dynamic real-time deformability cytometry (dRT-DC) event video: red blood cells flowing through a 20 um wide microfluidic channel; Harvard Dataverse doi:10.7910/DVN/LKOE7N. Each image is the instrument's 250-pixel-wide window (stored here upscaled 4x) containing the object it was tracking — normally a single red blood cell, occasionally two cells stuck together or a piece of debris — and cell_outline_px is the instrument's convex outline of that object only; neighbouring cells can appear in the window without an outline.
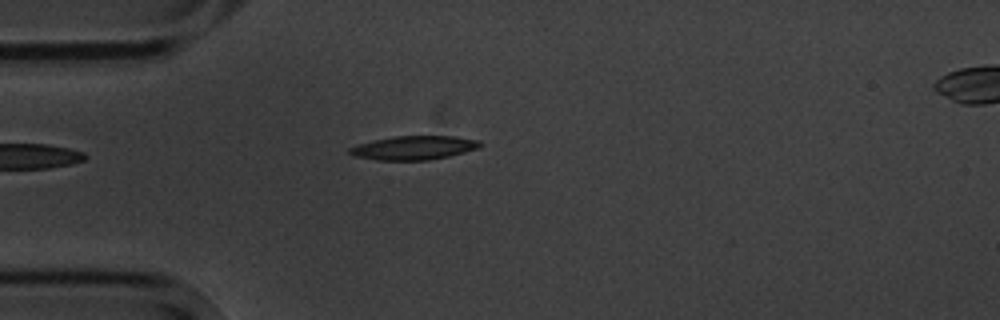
{"species": "common noctule bat (a hibernating species)", "species_latin": "Nyctalus noctula", "temperature_condition": "cold", "stored_images_in_passage": 4, "camera_frame_rate_fps": 3000, "um_per_image_px": 0.085, "animal": {"sex": "male", "body_mass_g": 20.1, "forearm_length_mm": 53.5}, "frame": {"image": 1, "passage_image": 4, "time_ms": 3.333, "image_size_px": [1000, 320], "cell_outline_px": [[484, 144], [476, 148], [464, 152], [448, 156], [428, 160], [376, 160], [352, 156], [348, 152], [348, 148], [372, 140], [392, 136], [452, 136], [480, 140]], "centroid_in_image_um": [35.14, 12.56], "position_along_channel_um": 49.9, "area_um2": 18.15}}